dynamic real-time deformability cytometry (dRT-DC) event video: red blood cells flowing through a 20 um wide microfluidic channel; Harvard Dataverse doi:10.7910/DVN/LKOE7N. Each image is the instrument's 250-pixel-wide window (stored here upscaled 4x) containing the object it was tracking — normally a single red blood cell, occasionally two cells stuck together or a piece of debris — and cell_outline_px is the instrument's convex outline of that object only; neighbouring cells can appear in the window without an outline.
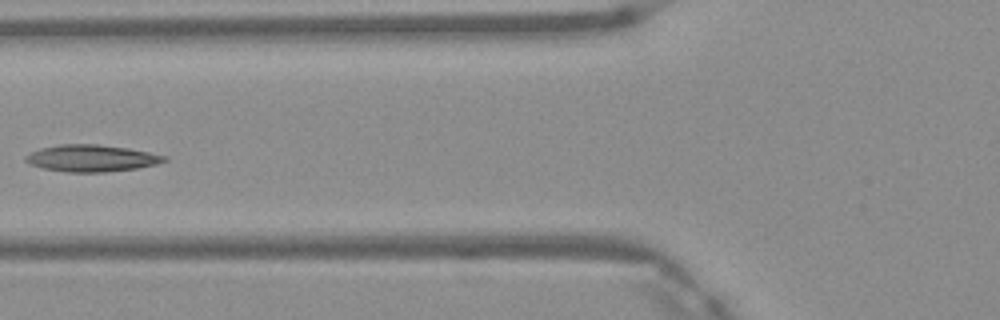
{"species": "Egyptian fruit bat (a non-hibernating species)", "species_latin": "Rousettus aegyptiacus", "temperature_condition": "warm", "stored_images_in_passage": 5, "camera_frame_rate_fps": 3000, "um_per_image_px": 0.085, "frame": {"image": 1, "passage_image": 4, "time_ms": 1.0, "image_size_px": [1000, 320], "cell_outline_px": [[168, 160], [156, 164], [136, 168], [104, 172], [68, 172], [44, 168], [28, 164], [24, 160], [24, 156], [40, 148], [60, 144], [96, 144], [128, 148], [168, 156]], "centroid_in_image_um": [7.76, 13.44], "position_along_channel_um": 118.0, "area_um2": 21.62}}
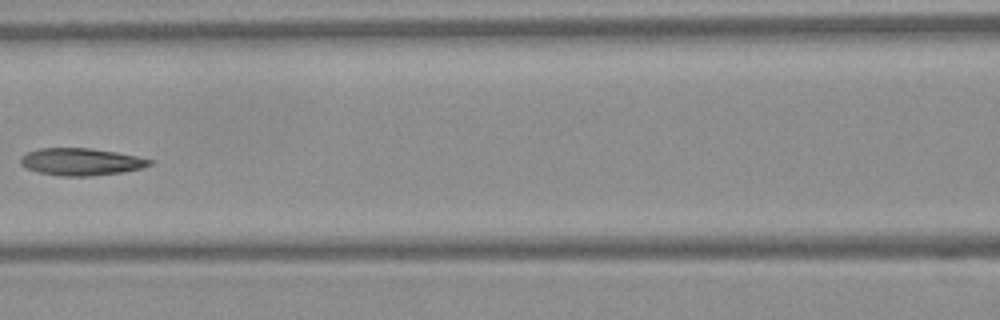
{"frame": {"image": 2, "passage_image": 5, "time_ms": 1.333, "image_size_px": [1000, 320], "cell_outline_px": [[156, 160], [152, 164], [140, 168], [120, 172], [92, 176], [64, 176], [40, 172], [28, 168], [20, 164], [20, 156], [28, 152], [40, 148], [88, 148], [116, 152]], "centroid_in_image_um": [6.9, 13.74], "position_along_channel_um": 159.7, "area_um2": 20.29}}